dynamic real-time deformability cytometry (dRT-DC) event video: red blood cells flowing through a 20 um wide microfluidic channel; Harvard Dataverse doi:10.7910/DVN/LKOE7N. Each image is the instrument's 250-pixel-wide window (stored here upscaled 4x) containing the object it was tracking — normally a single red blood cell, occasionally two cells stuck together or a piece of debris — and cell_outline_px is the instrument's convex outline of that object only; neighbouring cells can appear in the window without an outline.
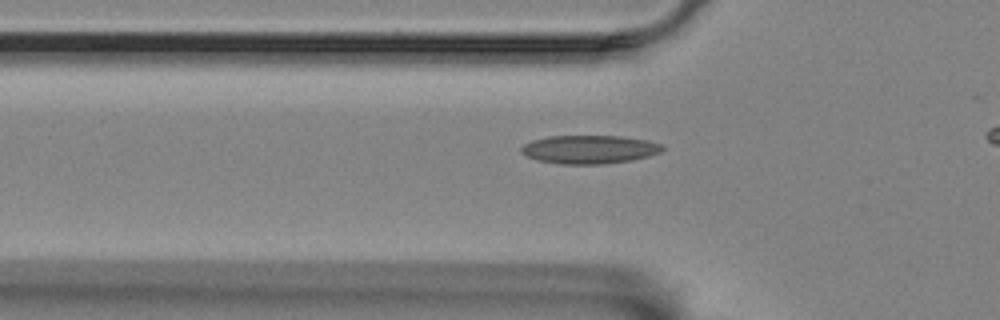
{"species": "Egyptian fruit bat (a non-hibernating species)", "species_latin": "Rousettus aegyptiacus", "temperature_condition": "room temperature", "stored_images_in_passage": 23, "camera_frame_rate_fps": 3000, "um_per_image_px": 0.085, "animal": {"sex": "female"}, "frame": {"image": 1, "passage_image": 12, "time_ms": 3.667, "image_size_px": [1000, 320], "cell_outline_px": [[664, 148], [660, 152], [648, 156], [632, 160], [600, 164], [560, 164], [536, 160], [520, 152], [520, 148], [524, 144], [532, 140], [548, 136], [620, 136], [648, 140], [664, 144]], "centroid_in_image_um": [50.1, 12.69], "position_along_channel_um": 75.7, "area_um2": 23.47}}
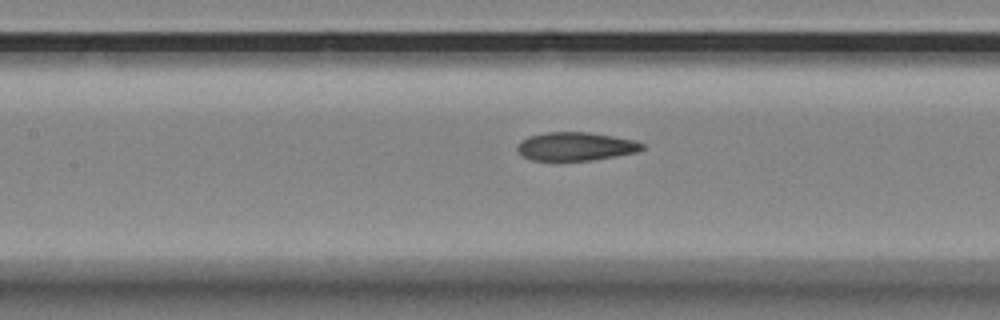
{"frame": {"image": 2, "passage_image": 19, "time_ms": 6.0, "image_size_px": [1000, 320], "cell_outline_px": [[644, 148], [636, 152], [616, 156], [592, 160], [532, 160], [520, 156], [516, 148], [516, 144], [520, 140], [528, 136], [548, 132], [588, 132], [636, 140], [644, 144]], "centroid_in_image_um": [48.89, 12.44], "position_along_channel_um": 158.5, "area_um2": 20.81}}
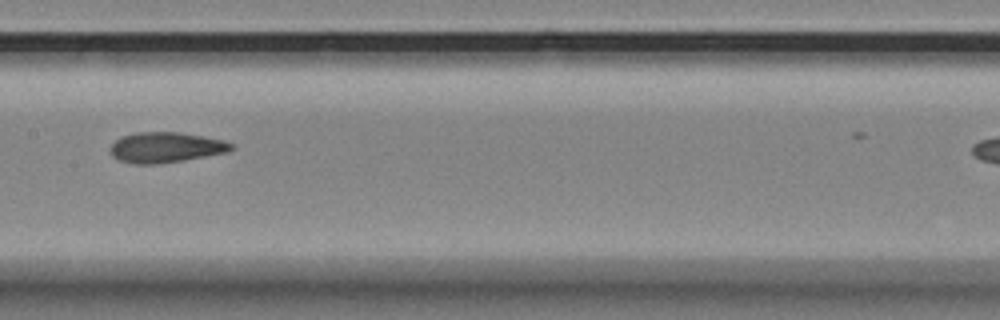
{"frame": {"image": 3, "passage_image": 22, "time_ms": 7.0, "image_size_px": [1000, 320], "cell_outline_px": [[236, 148], [228, 152], [184, 160], [156, 164], [132, 164], [120, 160], [112, 156], [108, 152], [108, 148], [120, 136], [136, 132], [180, 132], [204, 136], [224, 140], [232, 144]], "centroid_in_image_um": [14.07, 12.52], "position_along_channel_um": 193.3, "area_um2": 21.73}}